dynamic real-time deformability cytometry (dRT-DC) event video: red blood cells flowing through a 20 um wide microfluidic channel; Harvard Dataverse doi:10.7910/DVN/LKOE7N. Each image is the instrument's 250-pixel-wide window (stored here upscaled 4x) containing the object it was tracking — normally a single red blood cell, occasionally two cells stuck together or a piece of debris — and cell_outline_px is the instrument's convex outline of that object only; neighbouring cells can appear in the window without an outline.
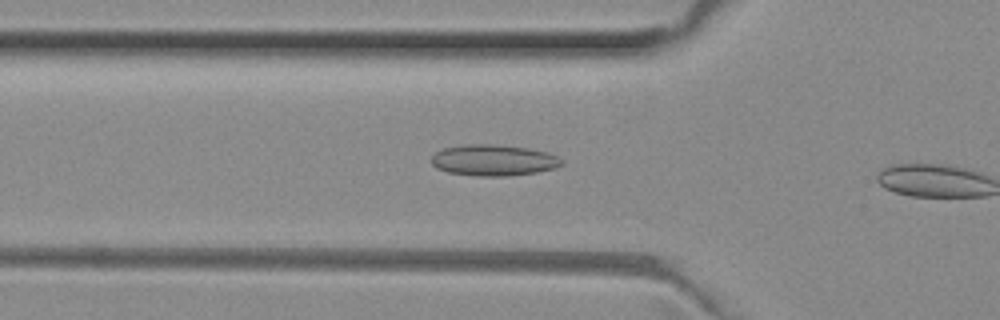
{"species": "common noctule bat (a hibernating species)", "species_latin": "Nyctalus noctula", "temperature_condition": "room temperature", "stored_images_in_passage": 8, "camera_frame_rate_fps": 3000, "um_per_image_px": 0.085, "animal": {"sex": "female", "body_mass_g": 29.2, "forearm_length_mm": 56.3}, "frame": {"image": 1, "passage_image": 7, "time_ms": 2.0, "image_size_px": [1000, 320], "cell_outline_px": [[564, 164], [556, 168], [536, 172], [508, 176], [476, 176], [448, 172], [436, 168], [432, 164], [432, 156], [436, 152], [444, 148], [464, 144], [492, 144], [528, 148], [548, 152], [564, 160]], "centroid_in_image_um": [41.97, 13.62], "position_along_channel_um": 83.8, "area_um2": 23.76}}